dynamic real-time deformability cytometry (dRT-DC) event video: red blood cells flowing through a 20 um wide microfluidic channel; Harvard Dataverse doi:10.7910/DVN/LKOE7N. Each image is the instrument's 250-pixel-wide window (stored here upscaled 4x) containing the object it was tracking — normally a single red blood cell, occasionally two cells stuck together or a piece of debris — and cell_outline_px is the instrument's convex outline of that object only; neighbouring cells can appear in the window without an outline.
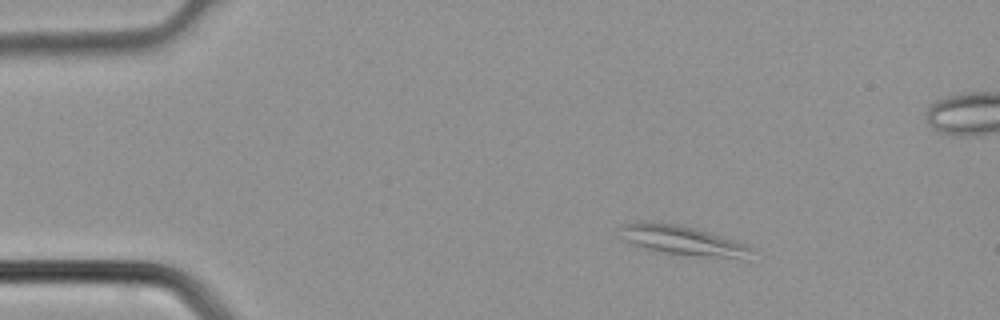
{"species": "common noctule bat (a hibernating species)", "species_latin": "Nyctalus noctula", "temperature_condition": "cold", "stored_images_in_passage": 3, "camera_frame_rate_fps": 3000, "um_per_image_px": 0.085, "animal": {"sex": "male", "body_mass_g": 21.5, "forearm_length_mm": 52.0}, "frame": {"image": 1, "passage_image": 1, "time_ms": 0.0, "image_size_px": [1000, 320], "cell_outline_px": [[756, 248], [748, 260], [744, 260], [696, 256], [664, 252], [640, 248], [616, 236], [624, 224], [644, 220], [652, 220], [676, 224], [708, 232], [748, 244]], "centroid_in_image_um": [58.06, 20.45], "position_along_channel_um": 26.9, "area_um2": 23.41}}